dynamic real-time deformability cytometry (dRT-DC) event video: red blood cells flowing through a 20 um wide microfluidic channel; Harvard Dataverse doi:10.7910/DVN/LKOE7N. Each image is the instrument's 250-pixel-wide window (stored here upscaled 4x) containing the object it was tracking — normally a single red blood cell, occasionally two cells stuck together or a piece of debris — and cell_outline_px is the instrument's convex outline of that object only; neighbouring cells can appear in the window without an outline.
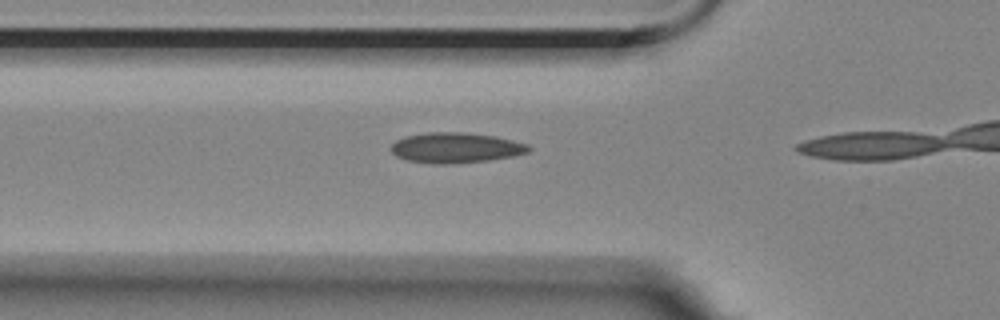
{"species": "Egyptian fruit bat (a non-hibernating species)", "species_latin": "Rousettus aegyptiacus", "temperature_condition": "room temperature", "stored_images_in_passage": 11, "camera_frame_rate_fps": 3000, "um_per_image_px": 0.085, "animal": {"sex": "female"}, "frame": {"image": 1, "passage_image": 10, "time_ms": 3.0, "image_size_px": [1000, 320], "cell_outline_px": [[532, 148], [528, 152], [512, 156], [488, 160], [444, 164], [436, 164], [408, 160], [396, 156], [388, 148], [396, 140], [404, 136], [428, 132], [464, 132], [496, 136], [528, 144]], "centroid_in_image_um": [38.71, 12.54], "position_along_channel_um": 87.1, "area_um2": 24.33}}